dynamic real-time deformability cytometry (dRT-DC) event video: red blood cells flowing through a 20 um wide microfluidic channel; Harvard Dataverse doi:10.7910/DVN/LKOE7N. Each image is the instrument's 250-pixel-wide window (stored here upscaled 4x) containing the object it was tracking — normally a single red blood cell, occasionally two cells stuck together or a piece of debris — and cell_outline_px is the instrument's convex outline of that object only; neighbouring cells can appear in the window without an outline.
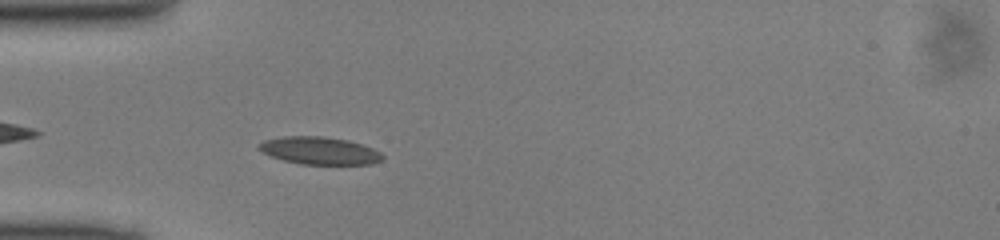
{"species": "common noctule bat (a hibernating species)", "species_latin": "Nyctalus noctula", "temperature_condition": "cold", "stored_images_in_passage": 37, "camera_frame_rate_fps": 3000, "um_per_image_px": 0.085, "animal": {"sex": "male", "body_mass_g": 13.0, "forearm_length_mm": 53.1}, "frame": {"image": 1, "passage_image": 3, "time_ms": 0.667, "image_size_px": [1000, 240], "cell_outline_px": [[384, 156], [380, 160], [372, 164], [300, 164], [284, 160], [272, 156], [256, 148], [264, 140], [284, 136], [324, 136], [348, 140], [372, 148], [380, 152]], "centroid_in_image_um": [27.16, 12.8], "position_along_channel_um": 57.8, "area_um2": 19.65}}
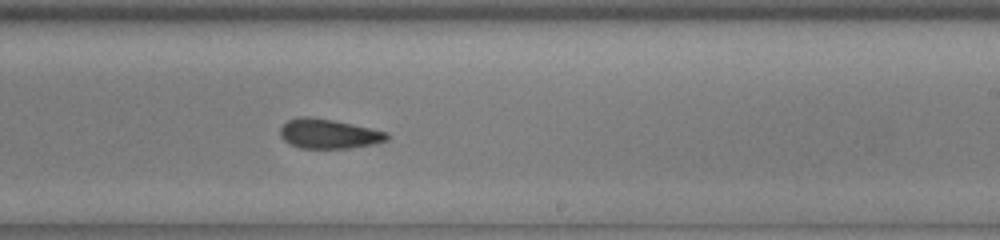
{"frame": {"image": 2, "passage_image": 18, "time_ms": 5.667, "image_size_px": [1000, 240], "cell_outline_px": [[388, 140], [372, 144], [348, 148], [300, 148], [288, 144], [280, 136], [280, 128], [288, 120], [300, 116], [308, 116], [332, 120], [352, 124], [388, 132]], "centroid_in_image_um": [27.91, 11.37], "position_along_channel_um": 261.1, "area_um2": 18.32}}
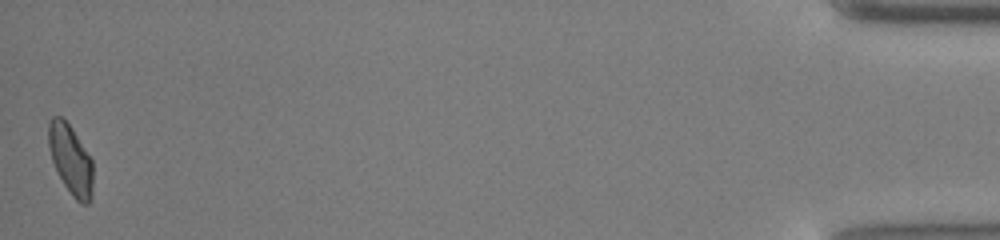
{"frame": {"image": 3, "passage_image": 37, "time_ms": 12.0, "image_size_px": [1000, 240], "cell_outline_px": [[92, 200], [88, 204], [80, 204], [72, 196], [64, 184], [52, 160], [48, 144], [48, 124], [52, 116], [60, 116], [72, 128], [92, 160]], "centroid_in_image_um": [6.01, 13.59], "position_along_channel_um": 429.2, "area_um2": 17.92}}